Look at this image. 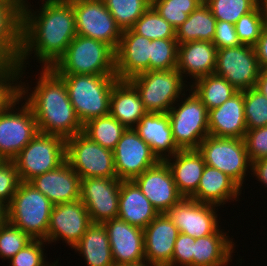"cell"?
Returning <instances> with one entry per match:
<instances>
[{
	"mask_svg": "<svg viewBox=\"0 0 267 266\" xmlns=\"http://www.w3.org/2000/svg\"><path fill=\"white\" fill-rule=\"evenodd\" d=\"M42 2L40 11L32 12L28 7L22 10V46L17 61L23 71L34 52L43 68H52L77 35L73 4L69 0Z\"/></svg>",
	"mask_w": 267,
	"mask_h": 266,
	"instance_id": "cell-1",
	"label": "cell"
},
{
	"mask_svg": "<svg viewBox=\"0 0 267 266\" xmlns=\"http://www.w3.org/2000/svg\"><path fill=\"white\" fill-rule=\"evenodd\" d=\"M37 80L29 96L28 87L21 82L20 97L32 109L38 131L65 140L83 132V124L70 102L64 80L52 68H43Z\"/></svg>",
	"mask_w": 267,
	"mask_h": 266,
	"instance_id": "cell-2",
	"label": "cell"
},
{
	"mask_svg": "<svg viewBox=\"0 0 267 266\" xmlns=\"http://www.w3.org/2000/svg\"><path fill=\"white\" fill-rule=\"evenodd\" d=\"M65 82L69 99L84 125L110 114V97L116 75L58 74Z\"/></svg>",
	"mask_w": 267,
	"mask_h": 266,
	"instance_id": "cell-3",
	"label": "cell"
},
{
	"mask_svg": "<svg viewBox=\"0 0 267 266\" xmlns=\"http://www.w3.org/2000/svg\"><path fill=\"white\" fill-rule=\"evenodd\" d=\"M52 69L57 74L116 75L115 51L104 42L76 35Z\"/></svg>",
	"mask_w": 267,
	"mask_h": 266,
	"instance_id": "cell-4",
	"label": "cell"
},
{
	"mask_svg": "<svg viewBox=\"0 0 267 266\" xmlns=\"http://www.w3.org/2000/svg\"><path fill=\"white\" fill-rule=\"evenodd\" d=\"M54 204L28 182H20L7 205L8 222L32 239L45 240Z\"/></svg>",
	"mask_w": 267,
	"mask_h": 266,
	"instance_id": "cell-5",
	"label": "cell"
},
{
	"mask_svg": "<svg viewBox=\"0 0 267 266\" xmlns=\"http://www.w3.org/2000/svg\"><path fill=\"white\" fill-rule=\"evenodd\" d=\"M183 80L177 69L145 71L129 79L138 90L146 111L151 113H168L178 99L180 101L188 86Z\"/></svg>",
	"mask_w": 267,
	"mask_h": 266,
	"instance_id": "cell-6",
	"label": "cell"
},
{
	"mask_svg": "<svg viewBox=\"0 0 267 266\" xmlns=\"http://www.w3.org/2000/svg\"><path fill=\"white\" fill-rule=\"evenodd\" d=\"M66 140L61 136L38 132L12 160L20 182L58 168L66 161Z\"/></svg>",
	"mask_w": 267,
	"mask_h": 266,
	"instance_id": "cell-7",
	"label": "cell"
},
{
	"mask_svg": "<svg viewBox=\"0 0 267 266\" xmlns=\"http://www.w3.org/2000/svg\"><path fill=\"white\" fill-rule=\"evenodd\" d=\"M190 91L182 104H174L168 112L173 139L180 150H197L209 135L208 110L195 92Z\"/></svg>",
	"mask_w": 267,
	"mask_h": 266,
	"instance_id": "cell-8",
	"label": "cell"
},
{
	"mask_svg": "<svg viewBox=\"0 0 267 266\" xmlns=\"http://www.w3.org/2000/svg\"><path fill=\"white\" fill-rule=\"evenodd\" d=\"M65 157L80 179L117 177L113 151L92 141L83 132L66 139Z\"/></svg>",
	"mask_w": 267,
	"mask_h": 266,
	"instance_id": "cell-9",
	"label": "cell"
},
{
	"mask_svg": "<svg viewBox=\"0 0 267 266\" xmlns=\"http://www.w3.org/2000/svg\"><path fill=\"white\" fill-rule=\"evenodd\" d=\"M197 150L207 166L220 170L243 187L246 171L252 167L244 139L208 135Z\"/></svg>",
	"mask_w": 267,
	"mask_h": 266,
	"instance_id": "cell-10",
	"label": "cell"
},
{
	"mask_svg": "<svg viewBox=\"0 0 267 266\" xmlns=\"http://www.w3.org/2000/svg\"><path fill=\"white\" fill-rule=\"evenodd\" d=\"M20 101L21 97L0 112V155L6 161H12L39 132L29 105L15 108Z\"/></svg>",
	"mask_w": 267,
	"mask_h": 266,
	"instance_id": "cell-11",
	"label": "cell"
},
{
	"mask_svg": "<svg viewBox=\"0 0 267 266\" xmlns=\"http://www.w3.org/2000/svg\"><path fill=\"white\" fill-rule=\"evenodd\" d=\"M73 4L77 35L92 38L116 51L122 30L99 0H69Z\"/></svg>",
	"mask_w": 267,
	"mask_h": 266,
	"instance_id": "cell-12",
	"label": "cell"
},
{
	"mask_svg": "<svg viewBox=\"0 0 267 266\" xmlns=\"http://www.w3.org/2000/svg\"><path fill=\"white\" fill-rule=\"evenodd\" d=\"M260 72L254 47L240 44L217 49L214 74L225 78L238 91L255 87Z\"/></svg>",
	"mask_w": 267,
	"mask_h": 266,
	"instance_id": "cell-13",
	"label": "cell"
},
{
	"mask_svg": "<svg viewBox=\"0 0 267 266\" xmlns=\"http://www.w3.org/2000/svg\"><path fill=\"white\" fill-rule=\"evenodd\" d=\"M121 181L117 177L80 180V200L89 212L92 223L102 224L117 218Z\"/></svg>",
	"mask_w": 267,
	"mask_h": 266,
	"instance_id": "cell-14",
	"label": "cell"
},
{
	"mask_svg": "<svg viewBox=\"0 0 267 266\" xmlns=\"http://www.w3.org/2000/svg\"><path fill=\"white\" fill-rule=\"evenodd\" d=\"M117 178L131 181L160 160L133 128H127L113 150Z\"/></svg>",
	"mask_w": 267,
	"mask_h": 266,
	"instance_id": "cell-15",
	"label": "cell"
},
{
	"mask_svg": "<svg viewBox=\"0 0 267 266\" xmlns=\"http://www.w3.org/2000/svg\"><path fill=\"white\" fill-rule=\"evenodd\" d=\"M214 207L218 206L183 197L166 214L178 228L179 233L197 239L211 235L219 229V219Z\"/></svg>",
	"mask_w": 267,
	"mask_h": 266,
	"instance_id": "cell-16",
	"label": "cell"
},
{
	"mask_svg": "<svg viewBox=\"0 0 267 266\" xmlns=\"http://www.w3.org/2000/svg\"><path fill=\"white\" fill-rule=\"evenodd\" d=\"M91 224L89 212L80 199L55 204L50 215L47 242L49 244L62 238V241L73 248Z\"/></svg>",
	"mask_w": 267,
	"mask_h": 266,
	"instance_id": "cell-17",
	"label": "cell"
},
{
	"mask_svg": "<svg viewBox=\"0 0 267 266\" xmlns=\"http://www.w3.org/2000/svg\"><path fill=\"white\" fill-rule=\"evenodd\" d=\"M106 229L115 266L145 261L144 231L114 218L102 223Z\"/></svg>",
	"mask_w": 267,
	"mask_h": 266,
	"instance_id": "cell-18",
	"label": "cell"
},
{
	"mask_svg": "<svg viewBox=\"0 0 267 266\" xmlns=\"http://www.w3.org/2000/svg\"><path fill=\"white\" fill-rule=\"evenodd\" d=\"M132 181L159 213H166L183 198L165 161H159Z\"/></svg>",
	"mask_w": 267,
	"mask_h": 266,
	"instance_id": "cell-19",
	"label": "cell"
},
{
	"mask_svg": "<svg viewBox=\"0 0 267 266\" xmlns=\"http://www.w3.org/2000/svg\"><path fill=\"white\" fill-rule=\"evenodd\" d=\"M143 231L145 261L154 266H172L179 231L167 214L159 213Z\"/></svg>",
	"mask_w": 267,
	"mask_h": 266,
	"instance_id": "cell-20",
	"label": "cell"
},
{
	"mask_svg": "<svg viewBox=\"0 0 267 266\" xmlns=\"http://www.w3.org/2000/svg\"><path fill=\"white\" fill-rule=\"evenodd\" d=\"M150 42L132 29L122 32L115 51V71L119 80H129L139 73L149 71Z\"/></svg>",
	"mask_w": 267,
	"mask_h": 266,
	"instance_id": "cell-21",
	"label": "cell"
},
{
	"mask_svg": "<svg viewBox=\"0 0 267 266\" xmlns=\"http://www.w3.org/2000/svg\"><path fill=\"white\" fill-rule=\"evenodd\" d=\"M80 177L65 161L58 168L38 175L30 183L54 205L80 199Z\"/></svg>",
	"mask_w": 267,
	"mask_h": 266,
	"instance_id": "cell-22",
	"label": "cell"
},
{
	"mask_svg": "<svg viewBox=\"0 0 267 266\" xmlns=\"http://www.w3.org/2000/svg\"><path fill=\"white\" fill-rule=\"evenodd\" d=\"M209 135L244 139L247 127L244 113V90L238 91L219 107L208 110Z\"/></svg>",
	"mask_w": 267,
	"mask_h": 266,
	"instance_id": "cell-23",
	"label": "cell"
},
{
	"mask_svg": "<svg viewBox=\"0 0 267 266\" xmlns=\"http://www.w3.org/2000/svg\"><path fill=\"white\" fill-rule=\"evenodd\" d=\"M133 129L160 161L180 151L173 139L168 113L147 112Z\"/></svg>",
	"mask_w": 267,
	"mask_h": 266,
	"instance_id": "cell-24",
	"label": "cell"
},
{
	"mask_svg": "<svg viewBox=\"0 0 267 266\" xmlns=\"http://www.w3.org/2000/svg\"><path fill=\"white\" fill-rule=\"evenodd\" d=\"M216 53V46L212 42L192 41L178 44L176 69L181 73L183 79L188 74L187 77L194 78V81L214 74Z\"/></svg>",
	"mask_w": 267,
	"mask_h": 266,
	"instance_id": "cell-25",
	"label": "cell"
},
{
	"mask_svg": "<svg viewBox=\"0 0 267 266\" xmlns=\"http://www.w3.org/2000/svg\"><path fill=\"white\" fill-rule=\"evenodd\" d=\"M171 159L169 157L164 161L172 173L177 190L183 197L190 198L197 191L206 166L203 156L198 150H180Z\"/></svg>",
	"mask_w": 267,
	"mask_h": 266,
	"instance_id": "cell-26",
	"label": "cell"
},
{
	"mask_svg": "<svg viewBox=\"0 0 267 266\" xmlns=\"http://www.w3.org/2000/svg\"><path fill=\"white\" fill-rule=\"evenodd\" d=\"M241 191V187L228 175L206 165L197 191L190 198L220 207L229 200H239Z\"/></svg>",
	"mask_w": 267,
	"mask_h": 266,
	"instance_id": "cell-27",
	"label": "cell"
},
{
	"mask_svg": "<svg viewBox=\"0 0 267 266\" xmlns=\"http://www.w3.org/2000/svg\"><path fill=\"white\" fill-rule=\"evenodd\" d=\"M159 212L131 181H121L117 217L132 226L144 229Z\"/></svg>",
	"mask_w": 267,
	"mask_h": 266,
	"instance_id": "cell-28",
	"label": "cell"
},
{
	"mask_svg": "<svg viewBox=\"0 0 267 266\" xmlns=\"http://www.w3.org/2000/svg\"><path fill=\"white\" fill-rule=\"evenodd\" d=\"M147 113L140 94L129 80H118L110 97V114L126 128H134Z\"/></svg>",
	"mask_w": 267,
	"mask_h": 266,
	"instance_id": "cell-29",
	"label": "cell"
},
{
	"mask_svg": "<svg viewBox=\"0 0 267 266\" xmlns=\"http://www.w3.org/2000/svg\"><path fill=\"white\" fill-rule=\"evenodd\" d=\"M226 232L215 233L195 239L193 244V266H228L235 244ZM234 246V247H233Z\"/></svg>",
	"mask_w": 267,
	"mask_h": 266,
	"instance_id": "cell-30",
	"label": "cell"
},
{
	"mask_svg": "<svg viewBox=\"0 0 267 266\" xmlns=\"http://www.w3.org/2000/svg\"><path fill=\"white\" fill-rule=\"evenodd\" d=\"M73 249L82 254L88 266H115L103 224L92 223Z\"/></svg>",
	"mask_w": 267,
	"mask_h": 266,
	"instance_id": "cell-31",
	"label": "cell"
},
{
	"mask_svg": "<svg viewBox=\"0 0 267 266\" xmlns=\"http://www.w3.org/2000/svg\"><path fill=\"white\" fill-rule=\"evenodd\" d=\"M0 46L18 60L22 46V10L9 0H0Z\"/></svg>",
	"mask_w": 267,
	"mask_h": 266,
	"instance_id": "cell-32",
	"label": "cell"
},
{
	"mask_svg": "<svg viewBox=\"0 0 267 266\" xmlns=\"http://www.w3.org/2000/svg\"><path fill=\"white\" fill-rule=\"evenodd\" d=\"M216 18L212 15L210 8L200 5L189 14L188 19L176 29V40L178 44L192 41L212 42L215 35Z\"/></svg>",
	"mask_w": 267,
	"mask_h": 266,
	"instance_id": "cell-33",
	"label": "cell"
},
{
	"mask_svg": "<svg viewBox=\"0 0 267 266\" xmlns=\"http://www.w3.org/2000/svg\"><path fill=\"white\" fill-rule=\"evenodd\" d=\"M190 89L201 99L207 110L214 109L238 92L225 78L209 74L192 82Z\"/></svg>",
	"mask_w": 267,
	"mask_h": 266,
	"instance_id": "cell-34",
	"label": "cell"
},
{
	"mask_svg": "<svg viewBox=\"0 0 267 266\" xmlns=\"http://www.w3.org/2000/svg\"><path fill=\"white\" fill-rule=\"evenodd\" d=\"M127 128L111 114L89 120L83 125V133L104 148L114 150Z\"/></svg>",
	"mask_w": 267,
	"mask_h": 266,
	"instance_id": "cell-35",
	"label": "cell"
},
{
	"mask_svg": "<svg viewBox=\"0 0 267 266\" xmlns=\"http://www.w3.org/2000/svg\"><path fill=\"white\" fill-rule=\"evenodd\" d=\"M104 3L122 31L131 29L151 6V0H105Z\"/></svg>",
	"mask_w": 267,
	"mask_h": 266,
	"instance_id": "cell-36",
	"label": "cell"
},
{
	"mask_svg": "<svg viewBox=\"0 0 267 266\" xmlns=\"http://www.w3.org/2000/svg\"><path fill=\"white\" fill-rule=\"evenodd\" d=\"M149 40L176 38V30L150 6L131 28Z\"/></svg>",
	"mask_w": 267,
	"mask_h": 266,
	"instance_id": "cell-37",
	"label": "cell"
},
{
	"mask_svg": "<svg viewBox=\"0 0 267 266\" xmlns=\"http://www.w3.org/2000/svg\"><path fill=\"white\" fill-rule=\"evenodd\" d=\"M201 4L197 0H151V6L176 30Z\"/></svg>",
	"mask_w": 267,
	"mask_h": 266,
	"instance_id": "cell-38",
	"label": "cell"
},
{
	"mask_svg": "<svg viewBox=\"0 0 267 266\" xmlns=\"http://www.w3.org/2000/svg\"><path fill=\"white\" fill-rule=\"evenodd\" d=\"M177 55L176 38L151 40L149 71L176 69Z\"/></svg>",
	"mask_w": 267,
	"mask_h": 266,
	"instance_id": "cell-39",
	"label": "cell"
},
{
	"mask_svg": "<svg viewBox=\"0 0 267 266\" xmlns=\"http://www.w3.org/2000/svg\"><path fill=\"white\" fill-rule=\"evenodd\" d=\"M259 0H208L207 6L219 21L235 24L242 15L251 12Z\"/></svg>",
	"mask_w": 267,
	"mask_h": 266,
	"instance_id": "cell-40",
	"label": "cell"
},
{
	"mask_svg": "<svg viewBox=\"0 0 267 266\" xmlns=\"http://www.w3.org/2000/svg\"><path fill=\"white\" fill-rule=\"evenodd\" d=\"M265 17L260 3L245 15H242L235 23L238 40L243 45L254 47L260 38L265 25Z\"/></svg>",
	"mask_w": 267,
	"mask_h": 266,
	"instance_id": "cell-41",
	"label": "cell"
},
{
	"mask_svg": "<svg viewBox=\"0 0 267 266\" xmlns=\"http://www.w3.org/2000/svg\"><path fill=\"white\" fill-rule=\"evenodd\" d=\"M247 130L267 126V97L255 87L244 90Z\"/></svg>",
	"mask_w": 267,
	"mask_h": 266,
	"instance_id": "cell-42",
	"label": "cell"
},
{
	"mask_svg": "<svg viewBox=\"0 0 267 266\" xmlns=\"http://www.w3.org/2000/svg\"><path fill=\"white\" fill-rule=\"evenodd\" d=\"M33 239L10 222L0 228V258L11 259Z\"/></svg>",
	"mask_w": 267,
	"mask_h": 266,
	"instance_id": "cell-43",
	"label": "cell"
},
{
	"mask_svg": "<svg viewBox=\"0 0 267 266\" xmlns=\"http://www.w3.org/2000/svg\"><path fill=\"white\" fill-rule=\"evenodd\" d=\"M44 242L46 243L45 240L33 239L9 260L11 266H54L58 260L49 265L44 258Z\"/></svg>",
	"mask_w": 267,
	"mask_h": 266,
	"instance_id": "cell-44",
	"label": "cell"
},
{
	"mask_svg": "<svg viewBox=\"0 0 267 266\" xmlns=\"http://www.w3.org/2000/svg\"><path fill=\"white\" fill-rule=\"evenodd\" d=\"M21 71H0V112L20 97ZM19 82H18V81Z\"/></svg>",
	"mask_w": 267,
	"mask_h": 266,
	"instance_id": "cell-45",
	"label": "cell"
},
{
	"mask_svg": "<svg viewBox=\"0 0 267 266\" xmlns=\"http://www.w3.org/2000/svg\"><path fill=\"white\" fill-rule=\"evenodd\" d=\"M20 183L15 163L4 161L0 165V201L8 205Z\"/></svg>",
	"mask_w": 267,
	"mask_h": 266,
	"instance_id": "cell-46",
	"label": "cell"
},
{
	"mask_svg": "<svg viewBox=\"0 0 267 266\" xmlns=\"http://www.w3.org/2000/svg\"><path fill=\"white\" fill-rule=\"evenodd\" d=\"M244 141L251 162L267 158V126L247 130Z\"/></svg>",
	"mask_w": 267,
	"mask_h": 266,
	"instance_id": "cell-47",
	"label": "cell"
},
{
	"mask_svg": "<svg viewBox=\"0 0 267 266\" xmlns=\"http://www.w3.org/2000/svg\"><path fill=\"white\" fill-rule=\"evenodd\" d=\"M195 238L182 233L174 243L172 266H193V244Z\"/></svg>",
	"mask_w": 267,
	"mask_h": 266,
	"instance_id": "cell-48",
	"label": "cell"
},
{
	"mask_svg": "<svg viewBox=\"0 0 267 266\" xmlns=\"http://www.w3.org/2000/svg\"><path fill=\"white\" fill-rule=\"evenodd\" d=\"M212 43L216 46V49L240 45L241 43L236 34L235 24L217 20Z\"/></svg>",
	"mask_w": 267,
	"mask_h": 266,
	"instance_id": "cell-49",
	"label": "cell"
},
{
	"mask_svg": "<svg viewBox=\"0 0 267 266\" xmlns=\"http://www.w3.org/2000/svg\"><path fill=\"white\" fill-rule=\"evenodd\" d=\"M261 70H267V22L263 26L260 38L254 46Z\"/></svg>",
	"mask_w": 267,
	"mask_h": 266,
	"instance_id": "cell-50",
	"label": "cell"
},
{
	"mask_svg": "<svg viewBox=\"0 0 267 266\" xmlns=\"http://www.w3.org/2000/svg\"><path fill=\"white\" fill-rule=\"evenodd\" d=\"M21 66L0 46V71H21Z\"/></svg>",
	"mask_w": 267,
	"mask_h": 266,
	"instance_id": "cell-51",
	"label": "cell"
},
{
	"mask_svg": "<svg viewBox=\"0 0 267 266\" xmlns=\"http://www.w3.org/2000/svg\"><path fill=\"white\" fill-rule=\"evenodd\" d=\"M251 172L257 177V181L263 182L262 184L267 187V158L252 162Z\"/></svg>",
	"mask_w": 267,
	"mask_h": 266,
	"instance_id": "cell-52",
	"label": "cell"
},
{
	"mask_svg": "<svg viewBox=\"0 0 267 266\" xmlns=\"http://www.w3.org/2000/svg\"><path fill=\"white\" fill-rule=\"evenodd\" d=\"M255 88L267 97V70H261Z\"/></svg>",
	"mask_w": 267,
	"mask_h": 266,
	"instance_id": "cell-53",
	"label": "cell"
},
{
	"mask_svg": "<svg viewBox=\"0 0 267 266\" xmlns=\"http://www.w3.org/2000/svg\"><path fill=\"white\" fill-rule=\"evenodd\" d=\"M8 221L7 205L0 201V228Z\"/></svg>",
	"mask_w": 267,
	"mask_h": 266,
	"instance_id": "cell-54",
	"label": "cell"
},
{
	"mask_svg": "<svg viewBox=\"0 0 267 266\" xmlns=\"http://www.w3.org/2000/svg\"><path fill=\"white\" fill-rule=\"evenodd\" d=\"M9 1L17 5L21 10H23L25 7H31V5L29 6L26 3L27 0H9Z\"/></svg>",
	"mask_w": 267,
	"mask_h": 266,
	"instance_id": "cell-55",
	"label": "cell"
},
{
	"mask_svg": "<svg viewBox=\"0 0 267 266\" xmlns=\"http://www.w3.org/2000/svg\"><path fill=\"white\" fill-rule=\"evenodd\" d=\"M259 3L263 9L265 21L267 22V0H259Z\"/></svg>",
	"mask_w": 267,
	"mask_h": 266,
	"instance_id": "cell-56",
	"label": "cell"
},
{
	"mask_svg": "<svg viewBox=\"0 0 267 266\" xmlns=\"http://www.w3.org/2000/svg\"><path fill=\"white\" fill-rule=\"evenodd\" d=\"M121 266H154V265H151L148 262L143 261V262L137 263V264H129V265H121Z\"/></svg>",
	"mask_w": 267,
	"mask_h": 266,
	"instance_id": "cell-57",
	"label": "cell"
},
{
	"mask_svg": "<svg viewBox=\"0 0 267 266\" xmlns=\"http://www.w3.org/2000/svg\"><path fill=\"white\" fill-rule=\"evenodd\" d=\"M201 5L207 4L208 0H197Z\"/></svg>",
	"mask_w": 267,
	"mask_h": 266,
	"instance_id": "cell-58",
	"label": "cell"
},
{
	"mask_svg": "<svg viewBox=\"0 0 267 266\" xmlns=\"http://www.w3.org/2000/svg\"><path fill=\"white\" fill-rule=\"evenodd\" d=\"M4 161H6V160L0 155V165H1Z\"/></svg>",
	"mask_w": 267,
	"mask_h": 266,
	"instance_id": "cell-59",
	"label": "cell"
}]
</instances>
